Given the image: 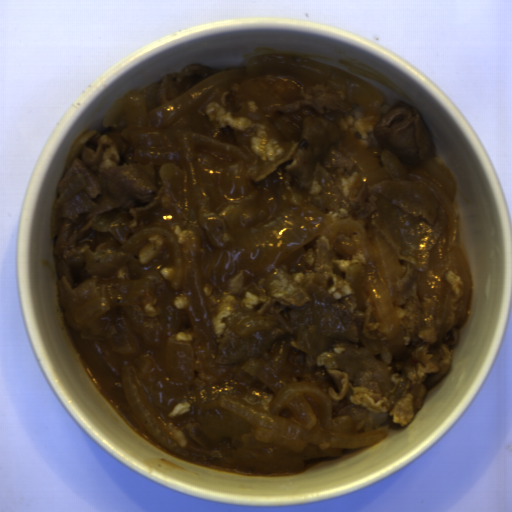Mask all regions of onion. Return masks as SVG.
<instances>
[{"label":"onion","mask_w":512,"mask_h":512,"mask_svg":"<svg viewBox=\"0 0 512 512\" xmlns=\"http://www.w3.org/2000/svg\"><path fill=\"white\" fill-rule=\"evenodd\" d=\"M278 77L302 85L337 84L348 102L367 114L381 109L384 93L360 76L341 69L289 56H259L243 69L218 71L175 99L162 104L163 80L145 92H127L105 111L103 127L117 129L129 144L138 163L177 161L184 168L188 185H197L194 148L221 151L242 161L250 158L239 148L219 142L192 128L191 117L198 103L209 95L248 80Z\"/></svg>","instance_id":"onion-1"},{"label":"onion","mask_w":512,"mask_h":512,"mask_svg":"<svg viewBox=\"0 0 512 512\" xmlns=\"http://www.w3.org/2000/svg\"><path fill=\"white\" fill-rule=\"evenodd\" d=\"M340 231L356 232L357 240L366 256L375 258L377 271L366 281L367 291L374 303L376 315L381 319L394 312L397 277L399 271L398 256L392 243L382 235L374 234V239L366 238L361 223L355 219H340L328 230L329 239H334Z\"/></svg>","instance_id":"onion-5"},{"label":"onion","mask_w":512,"mask_h":512,"mask_svg":"<svg viewBox=\"0 0 512 512\" xmlns=\"http://www.w3.org/2000/svg\"><path fill=\"white\" fill-rule=\"evenodd\" d=\"M273 325V322L269 319L265 318H253L248 319L237 326L236 333L239 337H244L251 332L258 330V329H265V330H271Z\"/></svg>","instance_id":"onion-10"},{"label":"onion","mask_w":512,"mask_h":512,"mask_svg":"<svg viewBox=\"0 0 512 512\" xmlns=\"http://www.w3.org/2000/svg\"><path fill=\"white\" fill-rule=\"evenodd\" d=\"M165 363L169 374L190 383L194 373L195 354L191 344L168 340Z\"/></svg>","instance_id":"onion-8"},{"label":"onion","mask_w":512,"mask_h":512,"mask_svg":"<svg viewBox=\"0 0 512 512\" xmlns=\"http://www.w3.org/2000/svg\"><path fill=\"white\" fill-rule=\"evenodd\" d=\"M122 390L125 398L137 420L148 434L171 452L195 462V456L172 440L163 427L152 416L146 404L141 399L130 362H125L120 373Z\"/></svg>","instance_id":"onion-7"},{"label":"onion","mask_w":512,"mask_h":512,"mask_svg":"<svg viewBox=\"0 0 512 512\" xmlns=\"http://www.w3.org/2000/svg\"><path fill=\"white\" fill-rule=\"evenodd\" d=\"M330 218L316 206L305 205L262 225L250 238L249 247L264 251L293 252L316 238Z\"/></svg>","instance_id":"onion-6"},{"label":"onion","mask_w":512,"mask_h":512,"mask_svg":"<svg viewBox=\"0 0 512 512\" xmlns=\"http://www.w3.org/2000/svg\"><path fill=\"white\" fill-rule=\"evenodd\" d=\"M86 187V182L81 173L73 176L71 182L57 198L50 213V234L51 238L58 233L59 213L62 206Z\"/></svg>","instance_id":"onion-9"},{"label":"onion","mask_w":512,"mask_h":512,"mask_svg":"<svg viewBox=\"0 0 512 512\" xmlns=\"http://www.w3.org/2000/svg\"><path fill=\"white\" fill-rule=\"evenodd\" d=\"M345 152L366 177L369 185L380 180H420L434 188L444 210L446 230L436 240L429 252V267L440 262L447 253H453L458 261V269L464 281L462 300L458 306L456 319H465L470 308V272L461 252L455 246L458 232V215L453 206L456 194V181L452 173L443 165L428 160L421 166L407 170L401 159L391 152H381L379 157L370 154L364 145L344 136L341 142Z\"/></svg>","instance_id":"onion-4"},{"label":"onion","mask_w":512,"mask_h":512,"mask_svg":"<svg viewBox=\"0 0 512 512\" xmlns=\"http://www.w3.org/2000/svg\"><path fill=\"white\" fill-rule=\"evenodd\" d=\"M241 370L274 393L267 412L222 395L219 405L250 423L241 445L220 459L222 468L249 473L302 470L305 460L341 457L342 449H363L386 432H357L350 416L333 418L331 398L310 382H293L273 364L250 357Z\"/></svg>","instance_id":"onion-2"},{"label":"onion","mask_w":512,"mask_h":512,"mask_svg":"<svg viewBox=\"0 0 512 512\" xmlns=\"http://www.w3.org/2000/svg\"><path fill=\"white\" fill-rule=\"evenodd\" d=\"M151 234L164 235L167 239L172 262L182 264V256L177 239L160 226L141 228L112 256L96 262L91 250L84 251V271L89 278L69 292L68 304L76 320L85 328H90L104 313L113 307H120L131 323L140 326V320L132 307L150 299L152 286L145 280H127L117 284L98 285L100 277L108 278L140 248L144 239Z\"/></svg>","instance_id":"onion-3"}]
</instances>
